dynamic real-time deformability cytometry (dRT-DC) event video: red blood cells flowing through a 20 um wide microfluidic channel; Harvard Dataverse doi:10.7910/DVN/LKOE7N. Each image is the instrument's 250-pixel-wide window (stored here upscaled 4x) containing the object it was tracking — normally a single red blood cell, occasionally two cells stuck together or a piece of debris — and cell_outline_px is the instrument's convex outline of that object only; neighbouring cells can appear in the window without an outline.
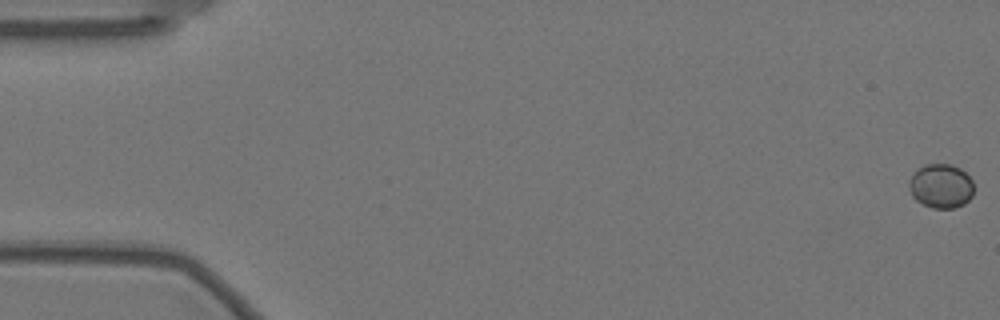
{"species": "Egyptian fruit bat (a non-hibernating species)", "species_latin": "Rousettus aegyptiacus", "temperature_condition": "warm", "stored_images_in_passage": 14, "camera_frame_rate_fps": 3000, "um_per_image_px": 0.085, "animal": {"sex": "female"}, "frame": {"image": 1, "passage_image": 1, "time_ms": 0.0, "image_size_px": [1000, 320], "cell_outline_px": [[972, 196], [964, 204], [956, 208], [932, 208], [916, 200], [912, 196], [908, 188], [908, 180], [924, 164], [952, 164], [960, 168], [972, 180]], "centroid_in_image_um": [79.97, 15.82], "position_along_channel_um": 5.0, "area_um2": 16.65}}
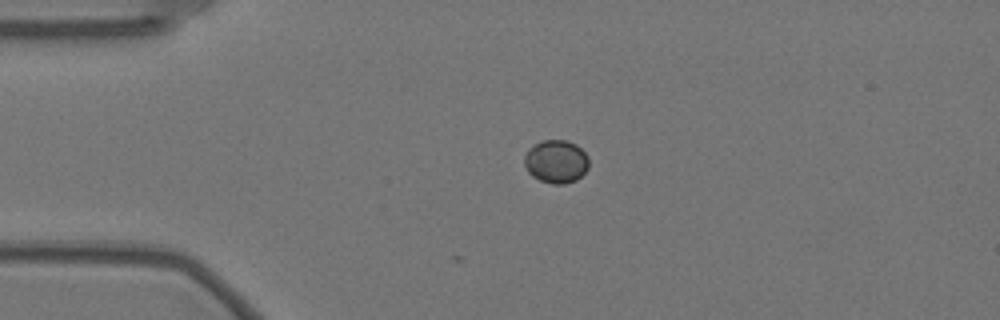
{"frame": {"image": 2, "passage_image": 14, "time_ms": 4.333, "image_size_px": [1000, 320], "cell_outline_px": [[588, 168], [576, 180], [564, 184], [552, 184], [540, 180], [532, 176], [528, 172], [524, 164], [524, 156], [528, 148], [532, 144], [544, 140], [564, 140], [576, 144], [588, 156]], "centroid_in_image_um": [47.24, 13.72], "position_along_channel_um": 37.8, "area_um2": 16.3}}